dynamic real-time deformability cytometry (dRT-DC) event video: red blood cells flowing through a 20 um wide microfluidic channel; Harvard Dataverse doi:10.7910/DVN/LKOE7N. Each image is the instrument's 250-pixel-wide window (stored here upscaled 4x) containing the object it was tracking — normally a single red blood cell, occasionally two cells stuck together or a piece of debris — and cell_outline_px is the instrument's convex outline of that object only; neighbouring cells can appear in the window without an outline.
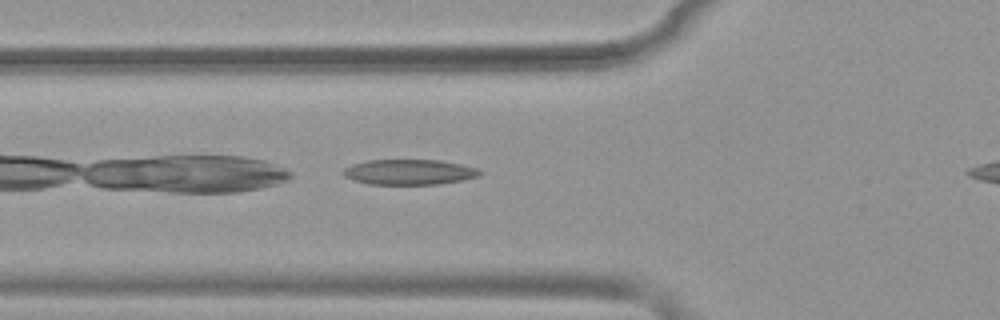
{"species": "common noctule bat (a hibernating species)", "species_latin": "Nyctalus noctula", "temperature_condition": "warm", "stored_images_in_passage": 9, "camera_frame_rate_fps": 3000, "um_per_image_px": 0.085, "animal": {"sex": "female", "body_mass_g": 19.9}, "frame": {"image": 1, "passage_image": 4, "time_ms": 1.0, "image_size_px": [1000, 320], "cell_outline_px": [[484, 172], [480, 176], [440, 184], [368, 184], [352, 180], [344, 176], [340, 172], [344, 168], [352, 164], [368, 160], [440, 160], [460, 164], [476, 168]], "centroid_in_image_um": [34.75, 14.62], "position_along_channel_um": 91.0, "area_um2": 20.23}}
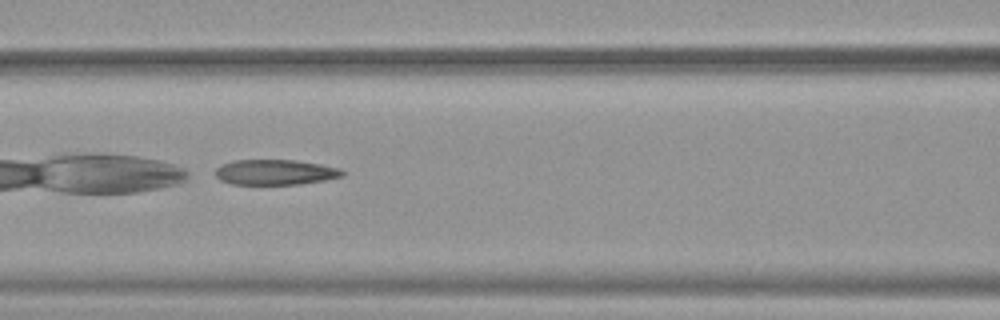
{"frame": {"image": 2, "passage_image": 8, "time_ms": 2.333, "image_size_px": [1000, 320], "cell_outline_px": [[344, 176], [324, 180], [300, 184], [232, 184], [220, 180], [216, 176], [216, 168], [220, 164], [236, 160], [296, 160], [320, 164], [340, 168], [344, 172]], "centroid_in_image_um": [23.39, 14.63], "position_along_channel_um": 143.2, "area_um2": 18.73}}